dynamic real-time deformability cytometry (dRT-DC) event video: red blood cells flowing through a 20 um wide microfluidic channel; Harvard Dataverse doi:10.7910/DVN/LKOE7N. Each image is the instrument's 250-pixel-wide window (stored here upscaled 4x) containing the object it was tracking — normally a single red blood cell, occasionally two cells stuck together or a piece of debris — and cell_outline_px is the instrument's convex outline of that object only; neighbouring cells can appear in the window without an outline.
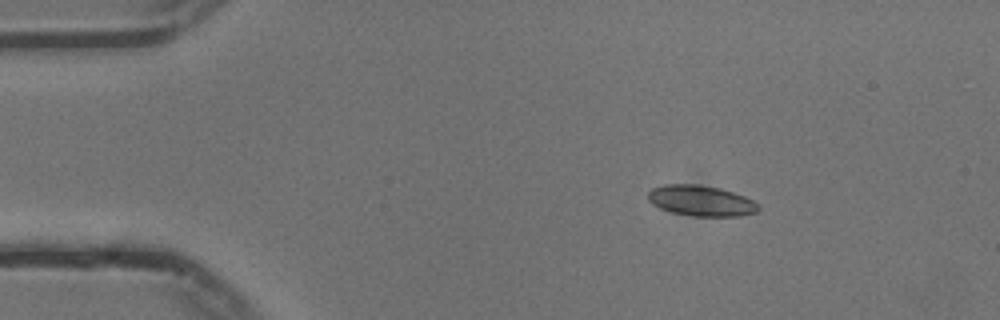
{"species": "common noctule bat (a hibernating species)", "species_latin": "Nyctalus noctula", "temperature_condition": "cold", "stored_images_in_passage": 50, "camera_frame_rate_fps": 3000, "um_per_image_px": 0.085, "animal": {"sex": "male", "body_mass_g": 13.3}, "frame": {"image": 1, "passage_image": 4, "time_ms": 1.0, "image_size_px": [1000, 320], "cell_outline_px": [[760, 208], [756, 212], [740, 216], [692, 216], [672, 212], [660, 208], [652, 204], [648, 200], [648, 192], [652, 188], [664, 184], [696, 184], [720, 188], [744, 196], [760, 204]], "centroid_in_image_um": [59.58, 17.06], "position_along_channel_um": 25.4, "area_um2": 19.77}}
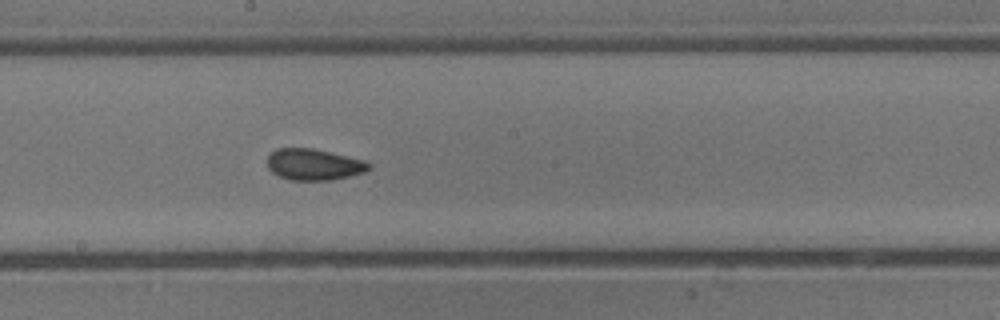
{"frame": {"image": 2, "passage_image": 25, "time_ms": 8.0, "image_size_px": [1000, 320], "cell_outline_px": [[372, 164], [364, 172], [332, 180], [292, 180], [280, 176], [272, 172], [268, 168], [268, 156], [276, 148], [312, 148], [364, 160]], "centroid_in_image_um": [26.66, 13.98], "position_along_channel_um": 221.5, "area_um2": 18.32}}
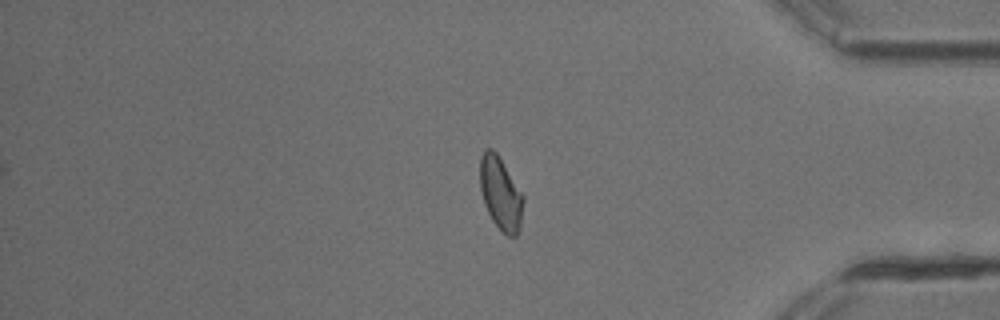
{"frame": {"image": 3, "passage_image": 41, "time_ms": 13.333, "image_size_px": [1000, 320], "cell_outline_px": [[524, 200], [520, 228], [516, 236], [508, 236], [492, 220], [484, 204], [480, 188], [480, 156], [484, 148], [492, 148], [496, 152], [524, 196]], "centroid_in_image_um": [42.54, 16.42], "position_along_channel_um": 392.7, "area_um2": 18.32}, "authors_computed_cell_mechanics": {"area_um2": 18.4093, "velocity_mm_per_s": 3.737, "shape_relaxation_time_tau1_ms": 7.279, "shape_relaxation_time_tau2_ms": 1.9742, "deformation_change_tau1": 0.1278, "deformation_change_tau2": 0.0641}}